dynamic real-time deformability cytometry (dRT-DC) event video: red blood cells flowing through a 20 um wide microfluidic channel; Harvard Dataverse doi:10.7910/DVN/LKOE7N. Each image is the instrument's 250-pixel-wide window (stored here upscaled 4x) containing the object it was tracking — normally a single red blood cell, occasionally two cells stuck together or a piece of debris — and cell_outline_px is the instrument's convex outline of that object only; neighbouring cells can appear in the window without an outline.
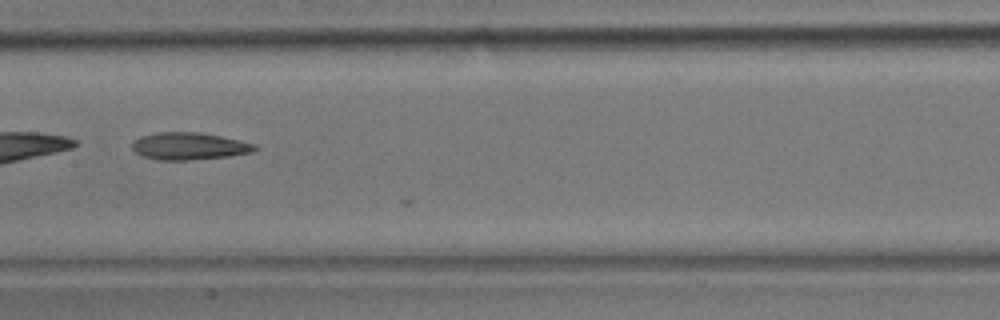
{"species": "common noctule bat (a hibernating species)", "species_latin": "Nyctalus noctula", "temperature_condition": "room temperature", "stored_images_in_passage": 34, "camera_frame_rate_fps": 3000, "um_per_image_px": 0.085, "animal": {"sex": "male", "body_mass_g": 17.9}, "frame": {"image": 1, "passage_image": 19, "time_ms": 6.0, "image_size_px": [1000, 320], "cell_outline_px": [[260, 148], [248, 152], [228, 156], [192, 160], [156, 160], [140, 156], [132, 148], [132, 144], [140, 136], [160, 132], [200, 132], [240, 140], [256, 144]], "centroid_in_image_um": [16.06, 12.42], "position_along_channel_um": 191.3, "area_um2": 19.48}}
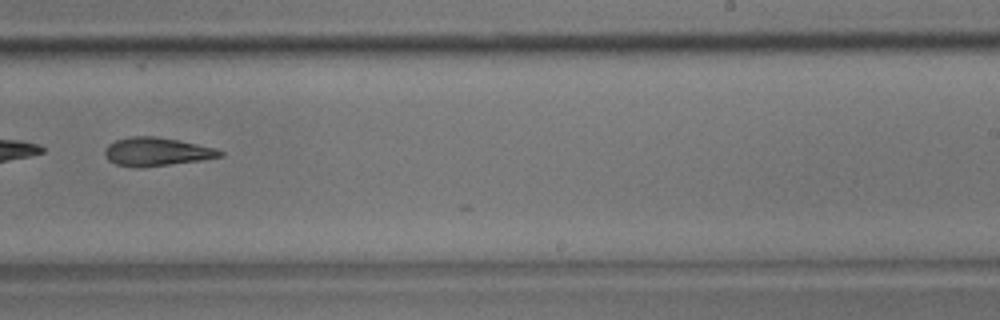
{"frame": {"image": 2, "passage_image": 24, "time_ms": 7.667, "image_size_px": [1000, 320], "cell_outline_px": [[224, 156], [200, 160], [168, 164], [116, 164], [108, 160], [104, 156], [104, 148], [108, 144], [116, 140], [128, 136], [152, 136], [176, 140], [196, 144], [212, 148], [224, 152]], "centroid_in_image_um": [13.29, 12.85], "position_along_channel_um": 275.7, "area_um2": 18.09}}